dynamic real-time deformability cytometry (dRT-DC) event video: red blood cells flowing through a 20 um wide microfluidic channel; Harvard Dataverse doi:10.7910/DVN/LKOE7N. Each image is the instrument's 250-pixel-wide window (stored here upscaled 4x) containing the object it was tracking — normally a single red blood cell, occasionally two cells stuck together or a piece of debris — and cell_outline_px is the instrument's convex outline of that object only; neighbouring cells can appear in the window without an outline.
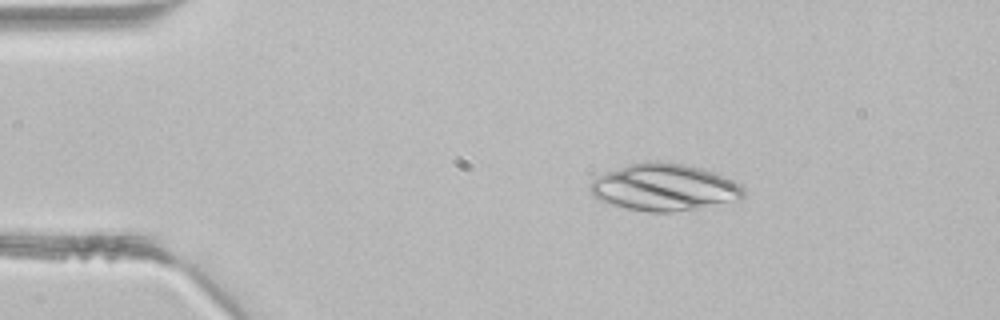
{"species": "common noctule bat (a hibernating species)", "species_latin": "Nyctalus noctula", "temperature_condition": "room temperature", "stored_images_in_passage": 2, "camera_frame_rate_fps": 3000, "um_per_image_px": 0.085, "animal": {"sex": "male", "body_mass_g": 21.5, "forearm_length_mm": 52.0}, "frame": {"image": 1, "passage_image": 1, "time_ms": 0.0, "image_size_px": [1000, 320], "cell_outline_px": [[744, 196], [740, 200], [696, 208], [672, 212], [648, 212], [624, 208], [608, 204], [592, 196], [588, 188], [588, 184], [596, 176], [628, 164], [648, 160], [656, 160], [684, 164], [700, 168], [724, 176], [740, 184], [744, 188]], "centroid_in_image_um": [56.41, 15.92], "position_along_channel_um": 28.6, "area_um2": 42.31}}